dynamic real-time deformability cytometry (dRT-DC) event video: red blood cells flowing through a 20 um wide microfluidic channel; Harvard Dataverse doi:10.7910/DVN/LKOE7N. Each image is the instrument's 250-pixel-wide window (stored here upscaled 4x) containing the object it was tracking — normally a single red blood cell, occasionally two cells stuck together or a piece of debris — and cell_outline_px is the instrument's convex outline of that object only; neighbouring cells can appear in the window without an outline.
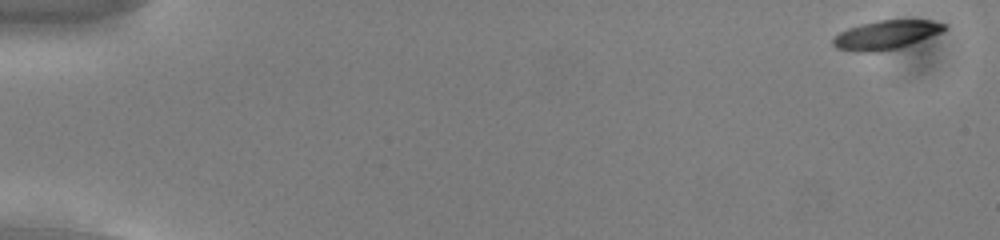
{"species": "common noctule bat (a hibernating species)", "species_latin": "Nyctalus noctula", "temperature_condition": "cold", "stored_images_in_passage": 17, "camera_frame_rate_fps": 3000, "um_per_image_px": 0.085, "animal": {"sex": "male", "body_mass_g": 13.0, "forearm_length_mm": 53.1}, "frame": {"image": 1, "passage_image": 1, "time_ms": 0.0, "image_size_px": [1000, 240], "cell_outline_px": [[948, 28], [940, 32], [908, 44], [896, 48], [876, 52], [856, 52], [836, 48], [832, 44], [832, 40], [840, 32], [848, 28], [860, 24], [876, 20], [932, 20], [948, 24]], "centroid_in_image_um": [75.29, 2.95], "position_along_channel_um": 9.7, "area_um2": 18.55}}